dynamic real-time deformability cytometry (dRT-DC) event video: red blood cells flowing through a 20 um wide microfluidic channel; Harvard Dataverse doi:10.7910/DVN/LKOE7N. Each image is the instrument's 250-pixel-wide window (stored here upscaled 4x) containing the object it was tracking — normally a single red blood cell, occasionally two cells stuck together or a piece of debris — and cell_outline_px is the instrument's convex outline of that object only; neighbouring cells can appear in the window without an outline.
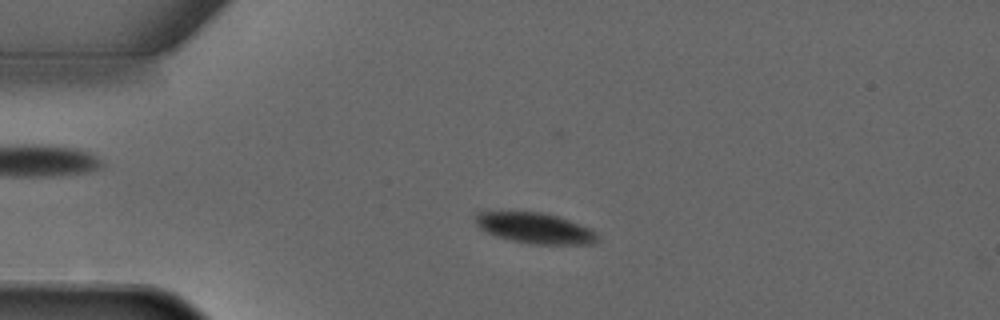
{"species": "common noctule bat (a hibernating species)", "species_latin": "Nyctalus noctula", "temperature_condition": "warm", "stored_images_in_passage": 5, "camera_frame_rate_fps": 3000, "um_per_image_px": 0.085, "animal": {"sex": "male", "forearm_length_mm": 52.5}, "frame": {"image": 1, "passage_image": 4, "time_ms": 3.667, "image_size_px": [1000, 320], "cell_outline_px": [[600, 240], [592, 244], [536, 244], [512, 240], [496, 236], [480, 228], [476, 224], [476, 216], [480, 212], [544, 212], [592, 228], [596, 232]], "centroid_in_image_um": [45.54, 19.4], "position_along_channel_um": 39.5, "area_um2": 21.56}}